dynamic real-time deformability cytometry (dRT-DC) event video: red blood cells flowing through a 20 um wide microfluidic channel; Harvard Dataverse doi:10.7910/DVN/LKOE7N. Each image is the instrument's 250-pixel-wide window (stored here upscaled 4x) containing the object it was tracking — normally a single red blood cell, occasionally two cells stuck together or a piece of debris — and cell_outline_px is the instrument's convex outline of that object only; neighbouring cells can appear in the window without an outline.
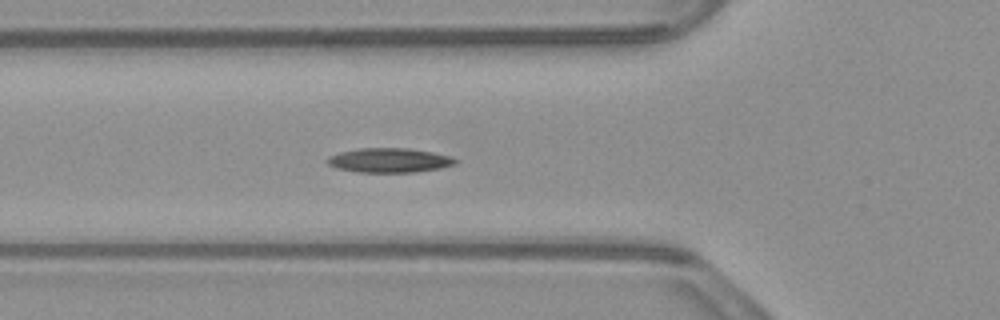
{"species": "common noctule bat (a hibernating species)", "species_latin": "Nyctalus noctula", "temperature_condition": "warm", "stored_images_in_passage": 3, "camera_frame_rate_fps": 3000, "um_per_image_px": 0.085, "animal": {"sex": "male", "body_mass_g": 23.1, "forearm_length_mm": 52.7}, "frame": {"image": 1, "passage_image": 2, "time_ms": 0.333, "image_size_px": [1000, 320], "cell_outline_px": [[460, 160], [456, 164], [440, 168], [416, 172], [356, 172], [336, 168], [328, 164], [324, 160], [328, 156], [340, 152], [360, 148], [408, 148], [432, 152], [452, 156]], "centroid_in_image_um": [33.1, 13.62], "position_along_channel_um": 92.7, "area_um2": 18.44}}